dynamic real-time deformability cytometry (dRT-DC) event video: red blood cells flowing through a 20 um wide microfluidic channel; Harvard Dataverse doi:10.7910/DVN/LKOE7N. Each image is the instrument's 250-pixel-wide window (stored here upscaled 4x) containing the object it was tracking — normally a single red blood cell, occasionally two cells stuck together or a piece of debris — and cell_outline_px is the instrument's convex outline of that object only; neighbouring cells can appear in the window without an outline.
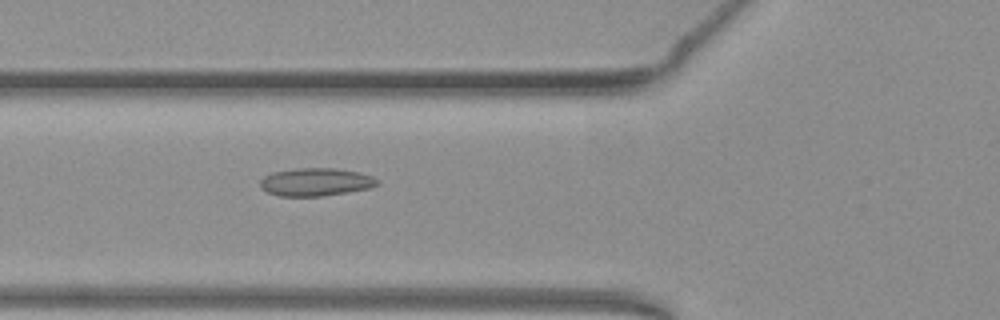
{"species": "common noctule bat (a hibernating species)", "species_latin": "Nyctalus noctula", "temperature_condition": "warm", "stored_images_in_passage": 34, "camera_frame_rate_fps": 3000, "um_per_image_px": 0.085, "animal": {"sex": "female", "body_mass_g": 19.3, "forearm_length_mm": 54.1}, "frame": {"image": 1, "passage_image": 9, "time_ms": 2.667, "image_size_px": [1000, 320], "cell_outline_px": [[380, 184], [368, 188], [320, 196], [280, 196], [268, 192], [260, 188], [260, 180], [264, 176], [272, 172], [296, 168], [336, 168], [360, 172], [372, 176]], "centroid_in_image_um": [26.8, 15.46], "position_along_channel_um": 99.0, "area_um2": 18.96}}
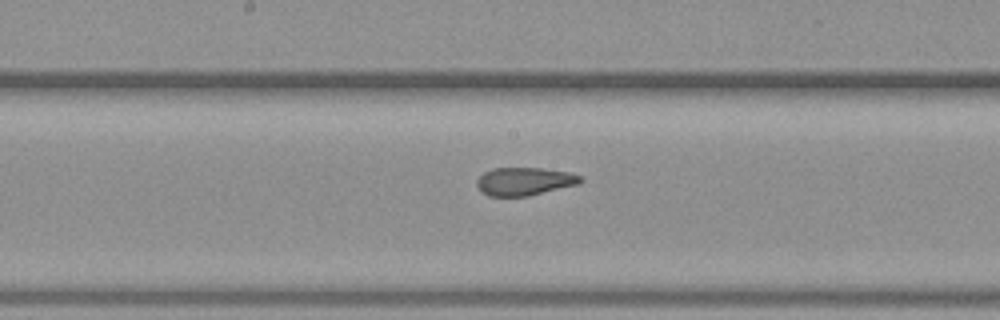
{"frame": {"image": 2, "passage_image": 17, "time_ms": 5.333, "image_size_px": [1000, 320], "cell_outline_px": [[584, 180], [580, 184], [528, 196], [488, 196], [476, 184], [476, 180], [484, 172], [492, 168], [540, 168], [572, 172], [580, 176]], "centroid_in_image_um": [44.62, 15.41], "position_along_channel_um": 203.6, "area_um2": 16.99}}
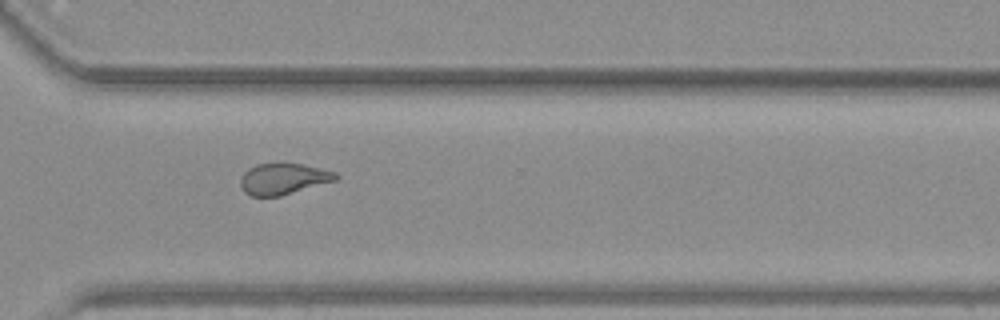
{"frame": {"image": 3, "passage_image": 28, "time_ms": 9.0, "image_size_px": [1000, 320], "cell_outline_px": [[340, 176], [336, 180], [280, 196], [252, 196], [244, 192], [240, 184], [240, 180], [244, 172], [248, 168], [256, 164], [300, 164], [336, 172]], "centroid_in_image_um": [24.06, 15.21], "position_along_channel_um": 346.5, "area_um2": 17.05}, "authors_computed_cell_mechanics": {"area_um2": 17.3689, "velocity_mm_per_s": 3.9049, "shape_relaxation_time_tau1_ms": null, "shape_relaxation_time_tau2_ms": 1.9379, "deformation_change_tau1": null, "deformation_change_tau2": 0.0993}}